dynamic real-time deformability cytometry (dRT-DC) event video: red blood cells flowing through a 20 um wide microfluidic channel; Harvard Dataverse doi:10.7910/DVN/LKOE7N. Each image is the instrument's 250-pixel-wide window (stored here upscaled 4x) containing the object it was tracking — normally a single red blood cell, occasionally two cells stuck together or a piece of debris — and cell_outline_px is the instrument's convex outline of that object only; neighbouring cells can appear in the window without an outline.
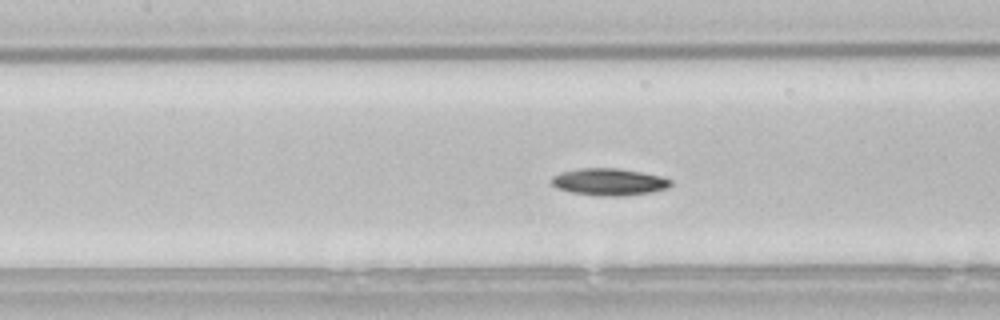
{"species": "common noctule bat (a hibernating species)", "species_latin": "Nyctalus noctula", "temperature_condition": "room temperature", "stored_images_in_passage": 53, "camera_frame_rate_fps": 3000, "um_per_image_px": 0.085, "animal": {"sex": "male", "body_mass_g": 21.5, "forearm_length_mm": 52.0}, "frame": {"image": 1, "passage_image": 23, "time_ms": 7.333, "image_size_px": [1000, 320], "cell_outline_px": [[672, 184], [668, 188], [652, 192], [616, 196], [596, 196], [572, 192], [556, 188], [548, 180], [552, 176], [560, 172], [576, 168], [620, 168], [660, 176], [672, 180]], "centroid_in_image_um": [51.72, 15.45], "position_along_channel_um": 155.7, "area_um2": 18.96}}
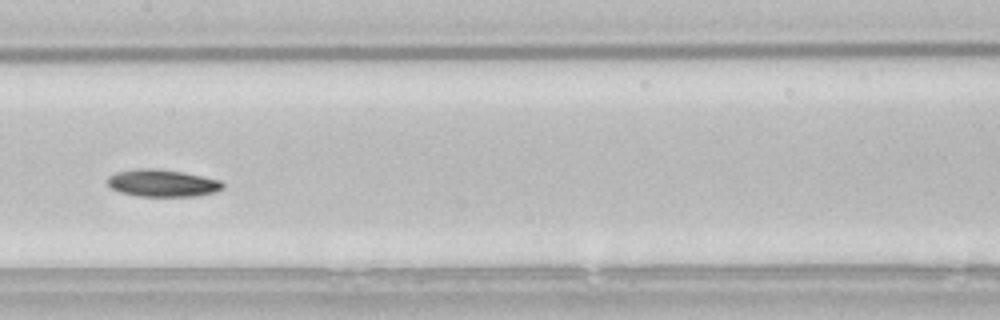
{"frame": {"image": 2, "passage_image": 26, "time_ms": 8.333, "image_size_px": [1000, 320], "cell_outline_px": [[224, 188], [216, 192], [196, 196], [136, 196], [120, 192], [112, 188], [108, 184], [108, 176], [116, 172], [140, 168], [156, 168], [180, 172], [220, 180], [224, 184]], "centroid_in_image_um": [13.8, 15.57], "position_along_channel_um": 193.6, "area_um2": 18.21}}
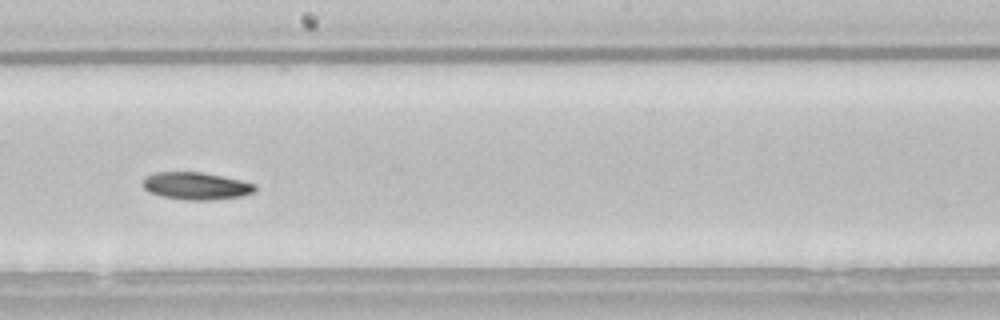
{"frame": {"image": 3, "passage_image": 29, "time_ms": 9.333, "image_size_px": [1000, 320], "cell_outline_px": [[256, 188], [252, 192], [244, 196], [208, 200], [184, 200], [160, 196], [148, 192], [140, 184], [148, 176], [156, 172], [200, 172], [224, 176], [256, 184]], "centroid_in_image_um": [16.65, 15.81], "position_along_channel_um": 231.6, "area_um2": 17.98}, "authors_computed_cell_mechanics": {"area_um2": 18.0336, "velocity_mm_per_s": 3.8098, "shape_relaxation_time_tau1_ms": 5.8119, "shape_relaxation_time_tau2_ms": null, "deformation_change_tau1": 0.1259, "deformation_change_tau2": null}}